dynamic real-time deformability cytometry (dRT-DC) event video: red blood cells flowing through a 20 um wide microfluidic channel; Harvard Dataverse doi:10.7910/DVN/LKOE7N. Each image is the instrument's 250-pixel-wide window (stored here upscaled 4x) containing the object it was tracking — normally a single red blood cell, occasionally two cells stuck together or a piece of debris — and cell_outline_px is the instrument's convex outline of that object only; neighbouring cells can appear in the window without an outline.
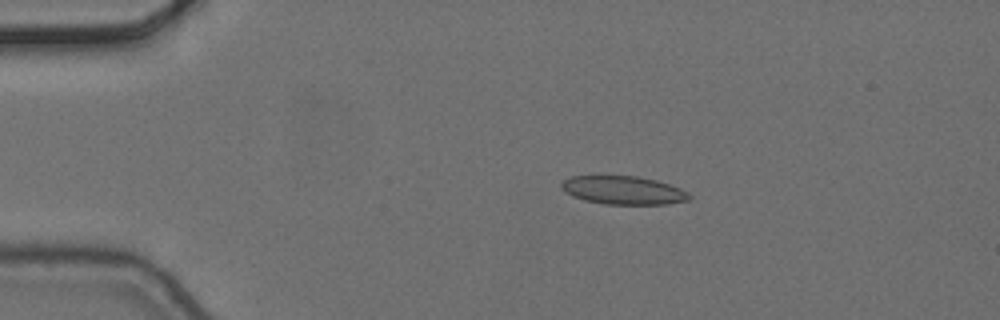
{"species": "common noctule bat (a hibernating species)", "species_latin": "Nyctalus noctula", "temperature_condition": "cold", "stored_images_in_passage": 6, "camera_frame_rate_fps": 3000, "um_per_image_px": 0.085, "animal": {"sex": "female", "body_mass_g": 24.6, "forearm_length_mm": 56.2}, "frame": {"image": 1, "passage_image": 3, "time_ms": 0.667, "image_size_px": [1000, 320], "cell_outline_px": [[692, 200], [668, 204], [604, 204], [584, 200], [572, 196], [564, 192], [560, 188], [560, 184], [564, 180], [572, 176], [600, 172], [636, 176], [656, 180], [680, 188], [688, 192], [692, 196]], "centroid_in_image_um": [52.92, 16.12], "position_along_channel_um": 32.1, "area_um2": 22.2}}
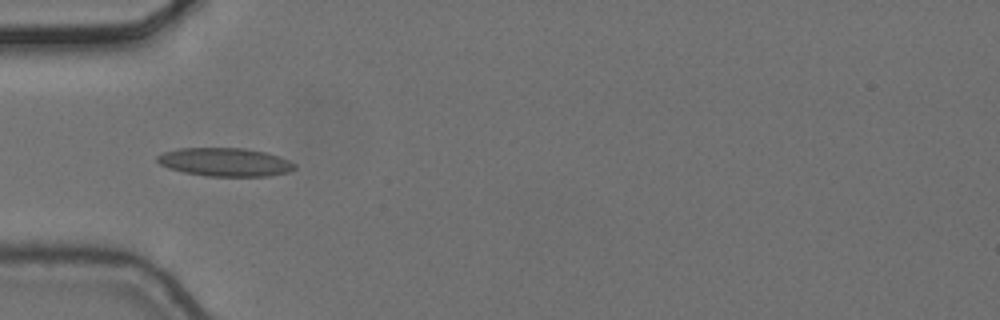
{"frame": {"image": 2, "passage_image": 5, "time_ms": 1.333, "image_size_px": [1000, 320], "cell_outline_px": [[296, 168], [288, 172], [268, 176], [204, 176], [184, 172], [168, 168], [160, 164], [156, 160], [156, 156], [164, 152], [180, 148], [244, 148], [268, 152], [280, 156], [296, 164]], "centroid_in_image_um": [19.14, 13.77], "position_along_channel_um": 65.9, "area_um2": 22.89}}
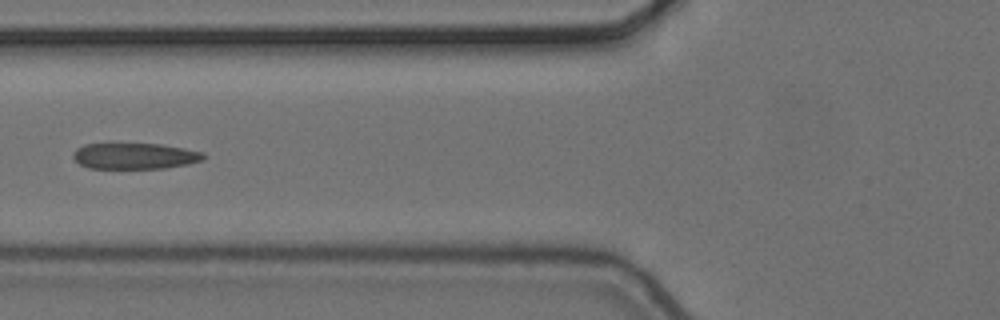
{"frame": {"image": 3, "passage_image": 6, "time_ms": 1.667, "image_size_px": [1000, 320], "cell_outline_px": [[208, 156], [204, 160], [188, 164], [164, 168], [88, 168], [80, 164], [72, 156], [72, 152], [76, 148], [84, 144], [112, 140], [160, 144], [184, 148], [204, 152]], "centroid_in_image_um": [11.41, 13.2], "position_along_channel_um": 114.4, "area_um2": 20.98}}